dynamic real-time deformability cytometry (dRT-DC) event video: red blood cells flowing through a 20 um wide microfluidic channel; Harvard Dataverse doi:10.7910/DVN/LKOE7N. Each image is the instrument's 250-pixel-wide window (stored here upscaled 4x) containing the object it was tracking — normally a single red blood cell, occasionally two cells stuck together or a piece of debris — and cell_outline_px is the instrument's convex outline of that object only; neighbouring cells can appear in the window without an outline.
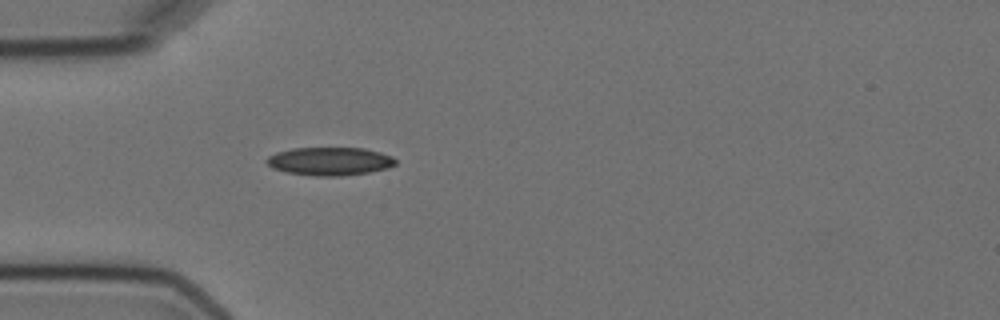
{"species": "Egyptian fruit bat (a non-hibernating species)", "species_latin": "Rousettus aegyptiacus", "temperature_condition": "cold", "stored_images_in_passage": 4, "camera_frame_rate_fps": 3000, "um_per_image_px": 0.085, "animal": {"sex": "female"}, "frame": {"image": 1, "passage_image": 4, "time_ms": 4.667, "image_size_px": [1000, 320], "cell_outline_px": [[396, 164], [388, 168], [368, 172], [340, 176], [316, 176], [288, 172], [272, 168], [264, 160], [268, 156], [276, 152], [292, 148], [364, 148], [380, 152], [392, 156], [396, 160]], "centroid_in_image_um": [28.02, 13.7], "position_along_channel_um": 57.0, "area_um2": 21.15}}